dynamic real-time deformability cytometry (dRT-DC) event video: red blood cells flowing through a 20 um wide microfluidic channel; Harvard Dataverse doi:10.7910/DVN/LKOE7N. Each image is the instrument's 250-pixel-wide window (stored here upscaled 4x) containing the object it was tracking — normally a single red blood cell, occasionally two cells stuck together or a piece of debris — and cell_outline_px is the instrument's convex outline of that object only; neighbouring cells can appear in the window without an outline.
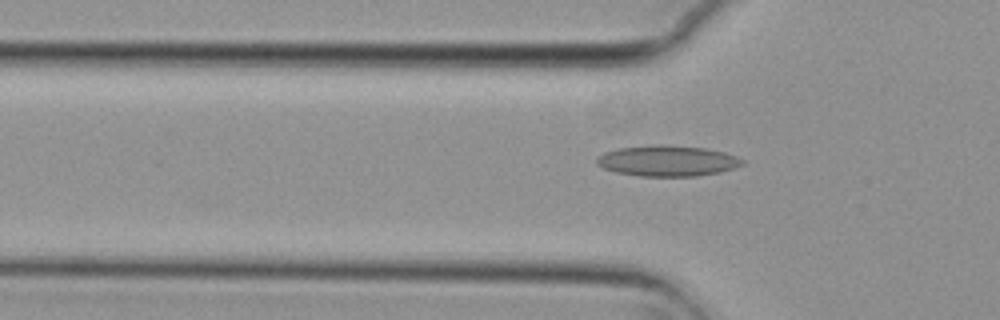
{"species": "common noctule bat (a hibernating species)", "species_latin": "Nyctalus noctula", "temperature_condition": "cold", "stored_images_in_passage": 46, "camera_frame_rate_fps": 3000, "um_per_image_px": 0.085, "animal": {"sex": "female", "body_mass_g": 29.2, "forearm_length_mm": 56.3}, "frame": {"image": 1, "passage_image": 8, "time_ms": 2.333, "image_size_px": [1000, 320], "cell_outline_px": [[744, 164], [720, 172], [696, 176], [640, 176], [616, 172], [604, 168], [596, 164], [596, 160], [604, 152], [620, 148], [660, 144], [704, 148], [724, 152], [736, 156], [744, 160]], "centroid_in_image_um": [56.74, 13.67], "position_along_channel_um": 69.1, "area_um2": 25.89}}
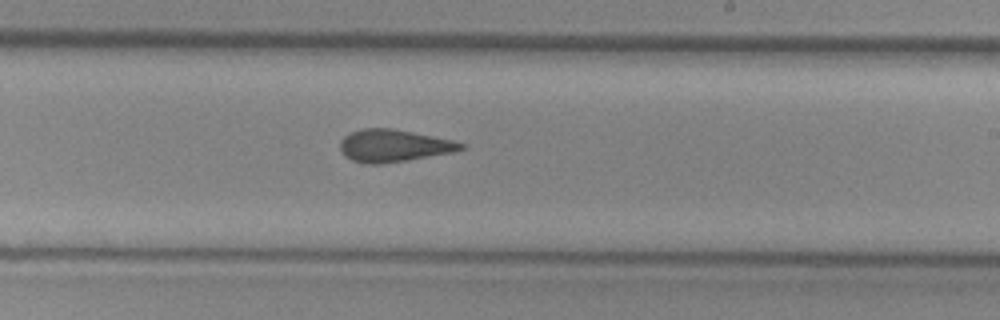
{"frame": {"image": 2, "passage_image": 23, "time_ms": 7.333, "image_size_px": [1000, 320], "cell_outline_px": [[468, 148], [452, 152], [408, 160], [380, 164], [364, 164], [352, 160], [344, 156], [340, 152], [340, 140], [348, 132], [364, 128], [392, 128], [452, 140], [464, 144]], "centroid_in_image_um": [33.41, 12.39], "position_along_channel_um": 255.6, "area_um2": 22.89}}
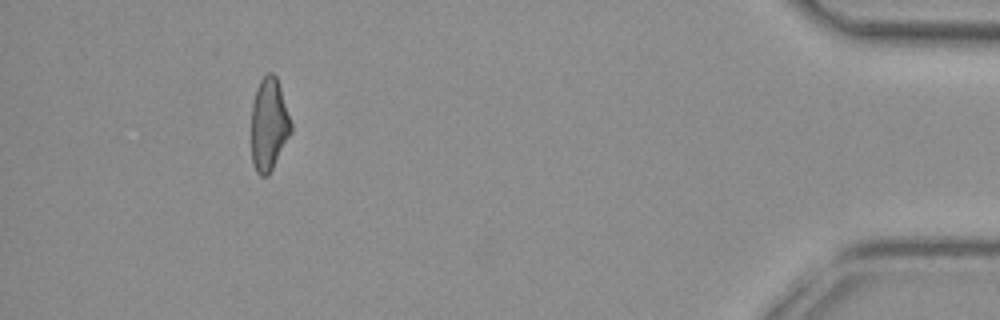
{"frame": {"image": 3, "passage_image": 41, "time_ms": 13.333, "image_size_px": [1000, 320], "cell_outline_px": [[292, 132], [268, 176], [260, 176], [256, 172], [252, 164], [252, 100], [256, 88], [260, 80], [268, 72], [272, 72], [276, 76], [292, 124]], "centroid_in_image_um": [22.85, 10.59], "position_along_channel_um": 412.4, "area_um2": 21.44}, "authors_computed_cell_mechanics": {"area_um2": 22.7154, "velocity_mm_per_s": 3.7263, "shape_relaxation_time_tau1_ms": null, "shape_relaxation_time_tau2_ms": 2.7781, "deformation_change_tau1": null, "deformation_change_tau2": 0.1059}}